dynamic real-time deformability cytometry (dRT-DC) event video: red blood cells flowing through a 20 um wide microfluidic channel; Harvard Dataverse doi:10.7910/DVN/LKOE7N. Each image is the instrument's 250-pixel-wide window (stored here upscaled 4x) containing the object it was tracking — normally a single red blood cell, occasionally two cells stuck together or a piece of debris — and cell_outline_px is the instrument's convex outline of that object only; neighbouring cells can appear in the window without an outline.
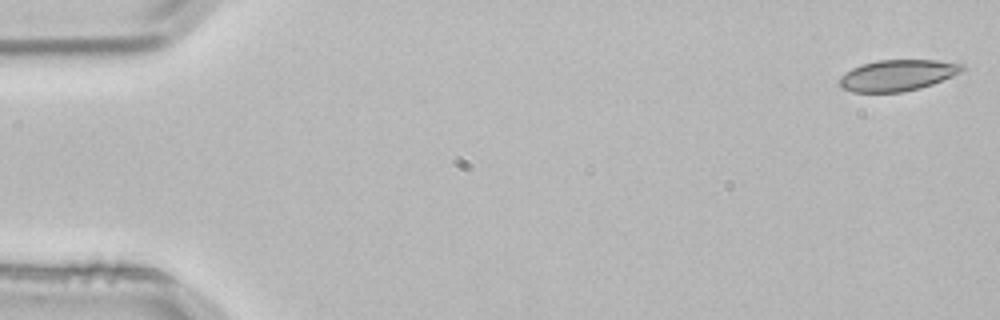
{"species": "common noctule bat (a hibernating species)", "species_latin": "Nyctalus noctula", "temperature_condition": "room temperature", "stored_images_in_passage": 3, "camera_frame_rate_fps": 3000, "um_per_image_px": 0.085, "animal": {"sex": "male", "body_mass_g": 21.5, "forearm_length_mm": 52.0}, "frame": {"image": 1, "passage_image": 1, "time_ms": 0.0, "image_size_px": [1000, 320], "cell_outline_px": [[964, 68], [960, 72], [952, 76], [932, 84], [920, 88], [900, 92], [852, 92], [840, 88], [836, 84], [840, 76], [852, 68], [860, 64], [876, 60], [936, 60], [964, 64]], "centroid_in_image_um": [76.21, 6.4], "position_along_channel_um": 8.8, "area_um2": 22.43}}
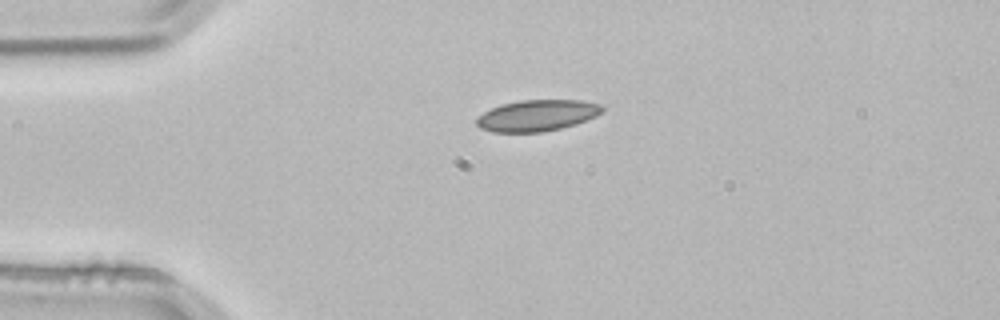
{"frame": {"image": 2, "passage_image": 3, "time_ms": 0.667, "image_size_px": [1000, 320], "cell_outline_px": [[604, 112], [596, 116], [576, 124], [560, 128], [540, 132], [492, 132], [480, 128], [476, 124], [476, 116], [500, 104], [520, 100], [580, 100], [600, 104], [604, 108]], "centroid_in_image_um": [45.64, 9.81], "position_along_channel_um": 39.4, "area_um2": 23.0}}